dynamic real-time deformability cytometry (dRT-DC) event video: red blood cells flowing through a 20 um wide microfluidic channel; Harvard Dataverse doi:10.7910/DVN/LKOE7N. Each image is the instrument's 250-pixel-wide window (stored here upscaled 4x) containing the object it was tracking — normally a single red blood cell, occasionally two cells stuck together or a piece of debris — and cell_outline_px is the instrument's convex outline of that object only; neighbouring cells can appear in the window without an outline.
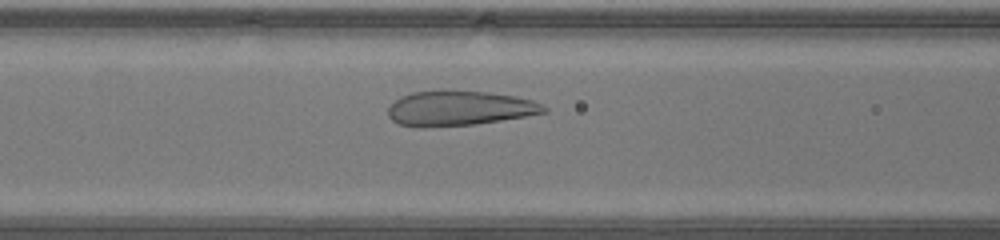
{"species": "human", "species_latin": "Homo sapiens", "temperature_condition": "warm", "stored_images_in_passage": 32, "camera_frame_rate_fps": 3000, "um_per_image_px": 0.085, "donor": {"sex": "male"}, "frame": {"image": 1, "passage_image": 9, "time_ms": 2.667, "image_size_px": [1000, 240], "cell_outline_px": [[548, 112], [476, 124], [424, 128], [420, 128], [400, 124], [392, 120], [388, 116], [388, 108], [400, 96], [412, 92], [444, 88], [488, 92], [516, 96], [532, 100], [548, 108]], "centroid_in_image_um": [39.0, 9.18], "position_along_channel_um": 127.6, "area_um2": 32.31}}
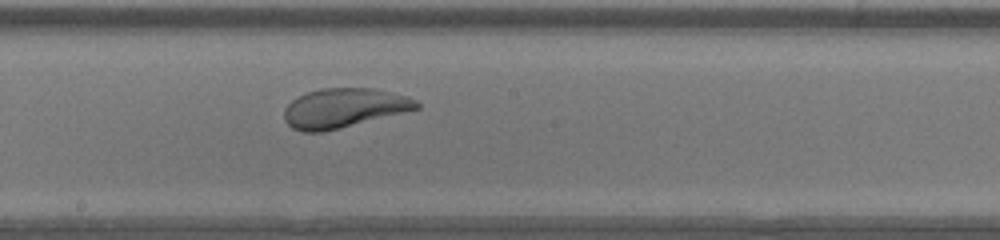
{"frame": {"image": 2, "passage_image": 15, "time_ms": 4.667, "image_size_px": [1000, 240], "cell_outline_px": [[420, 108], [324, 132], [304, 132], [292, 128], [284, 120], [284, 108], [292, 100], [308, 92], [320, 88], [372, 88], [408, 96], [416, 100], [420, 104]], "centroid_in_image_um": [29.21, 9.18], "position_along_channel_um": 219.0, "area_um2": 30.23}}
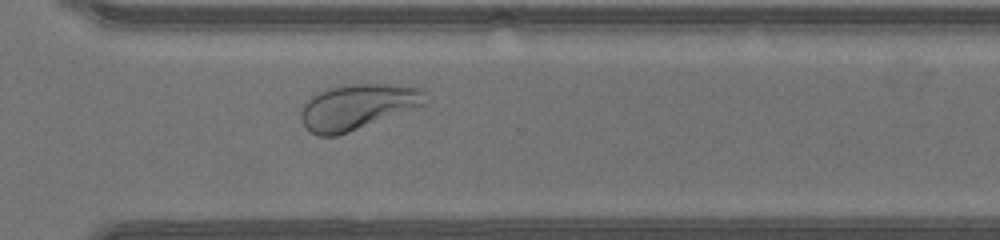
{"frame": {"image": 3, "passage_image": 23, "time_ms": 7.333, "image_size_px": [1000, 240], "cell_outline_px": [[428, 104], [348, 132], [336, 136], [320, 136], [312, 132], [304, 124], [300, 116], [300, 108], [304, 100], [328, 88], [340, 84], [384, 84], [424, 88]], "centroid_in_image_um": [30.39, 9.06], "position_along_channel_um": 340.2, "area_um2": 33.06}}